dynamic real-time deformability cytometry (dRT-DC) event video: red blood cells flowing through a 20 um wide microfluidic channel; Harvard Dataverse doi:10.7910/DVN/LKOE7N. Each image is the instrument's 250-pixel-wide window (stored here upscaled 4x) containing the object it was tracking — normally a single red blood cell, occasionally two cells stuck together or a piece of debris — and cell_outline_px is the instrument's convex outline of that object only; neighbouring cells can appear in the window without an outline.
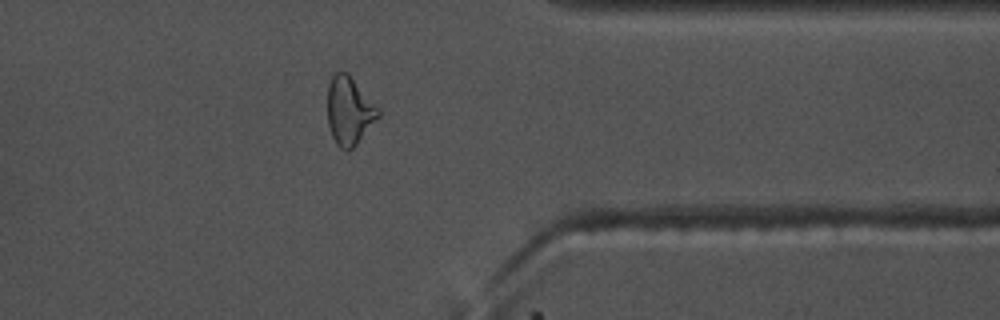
{"species": "common noctule bat (a hibernating species)", "species_latin": "Nyctalus noctula", "temperature_condition": "warm", "stored_images_in_passage": 41, "camera_frame_rate_fps": 3000, "um_per_image_px": 0.085, "animal": {"sex": "male", "body_mass_g": 17.5, "forearm_length_mm": 52.3}, "frame": {"image": 1, "passage_image": 30, "time_ms": 9.667, "image_size_px": [1000, 320], "cell_outline_px": [[380, 116], [356, 144], [348, 152], [344, 152], [336, 144], [332, 136], [328, 124], [328, 84], [332, 76], [336, 72], [348, 72], [380, 112]], "centroid_in_image_um": [29.66, 9.44], "position_along_channel_um": 381.7, "area_um2": 19.88}, "authors_computed_cell_mechanics": {"area_um2": 18.9006, "velocity_mm_per_s": 3.7242, "shape_relaxation_time_tau1_ms": null, "shape_relaxation_time_tau2_ms": 2.1987, "deformation_change_tau1": null, "deformation_change_tau2": 0.0856}}